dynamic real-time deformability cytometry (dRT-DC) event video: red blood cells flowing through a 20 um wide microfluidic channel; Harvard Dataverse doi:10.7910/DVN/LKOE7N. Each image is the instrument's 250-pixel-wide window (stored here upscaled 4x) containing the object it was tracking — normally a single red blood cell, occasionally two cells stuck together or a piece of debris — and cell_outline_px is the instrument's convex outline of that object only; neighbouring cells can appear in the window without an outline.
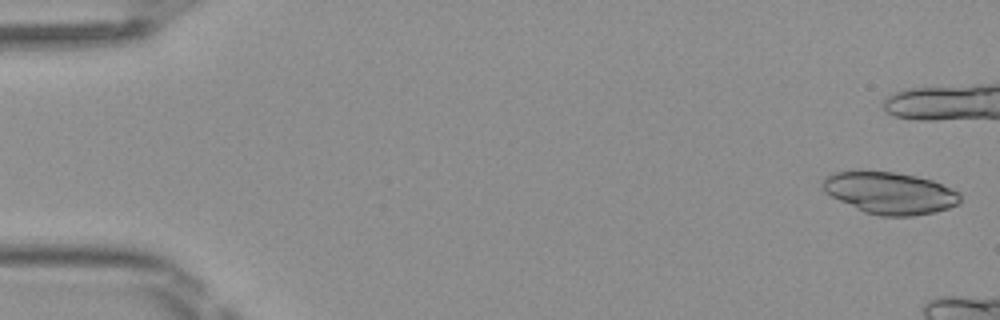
{"species": "Egyptian fruit bat (a non-hibernating species)", "species_latin": "Rousettus aegyptiacus", "temperature_condition": "room temperature", "stored_images_in_passage": 11, "camera_frame_rate_fps": 3000, "um_per_image_px": 0.085, "frame": {"image": 1, "passage_image": 1, "time_ms": 0.0, "image_size_px": [1000, 320], "cell_outline_px": [[960, 204], [936, 212], [912, 216], [880, 216], [864, 212], [824, 192], [820, 188], [820, 184], [832, 172], [856, 168], [860, 168], [896, 172], [916, 176], [932, 180], [960, 192]], "centroid_in_image_um": [75.59, 16.36], "position_along_channel_um": 9.4, "area_um2": 34.39}}